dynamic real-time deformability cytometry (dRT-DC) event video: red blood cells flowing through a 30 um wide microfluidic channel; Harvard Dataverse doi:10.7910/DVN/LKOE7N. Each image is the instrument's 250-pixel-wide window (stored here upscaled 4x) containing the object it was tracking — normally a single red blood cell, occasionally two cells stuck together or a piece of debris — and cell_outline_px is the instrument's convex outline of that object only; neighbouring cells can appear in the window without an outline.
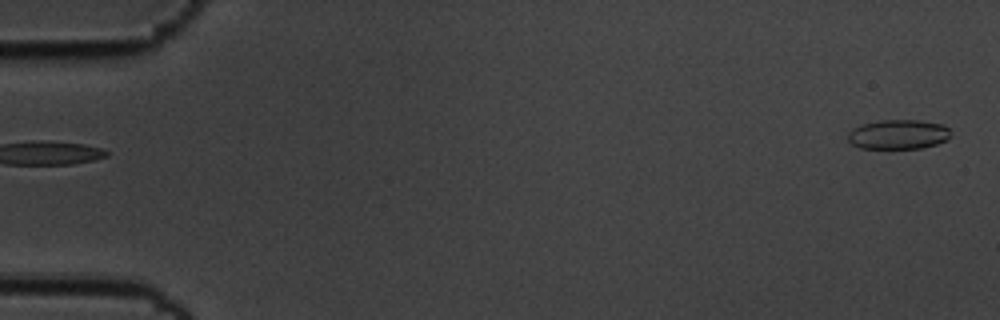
{"species": "common noctule bat (a hibernating species)", "species_latin": "Nyctalus noctula", "temperature_condition": "cold", "stored_images_in_passage": 57, "camera_frame_rate_fps": 3000, "um_per_image_px": 0.085, "animal": {"sex": "male", "body_mass_g": 19.5, "forearm_length_mm": 54.6}, "frame": {"image": 1, "passage_image": 1, "time_ms": 0.0, "image_size_px": [1000, 320], "cell_outline_px": [[948, 140], [936, 144], [920, 148], [860, 148], [852, 144], [848, 140], [848, 132], [852, 128], [860, 124], [880, 120], [920, 120], [944, 124], [948, 128]], "centroid_in_image_um": [76.32, 11.41], "position_along_channel_um": 8.7, "area_um2": 17.74}}
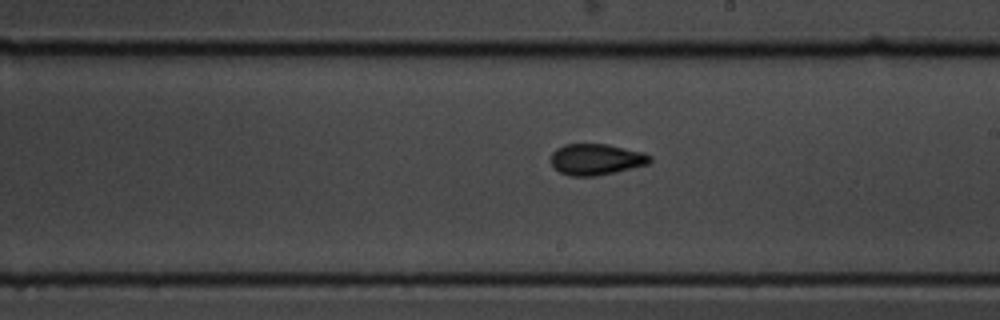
{"frame": {"image": 2, "passage_image": 33, "time_ms": 10.667, "image_size_px": [1000, 320], "cell_outline_px": [[652, 160], [648, 164], [616, 172], [596, 176], [572, 176], [560, 172], [552, 164], [552, 152], [556, 148], [564, 144], [608, 144], [644, 152], [652, 156]], "centroid_in_image_um": [50.71, 13.54], "position_along_channel_um": 238.3, "area_um2": 18.03}}
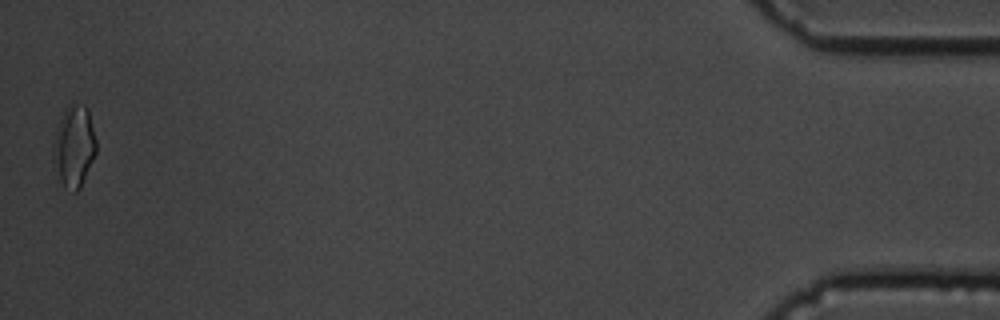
{"frame": {"image": 3, "passage_image": 57, "time_ms": 18.667, "image_size_px": [1000, 320], "cell_outline_px": [[96, 152], [80, 188], [76, 192], [72, 192], [64, 188], [52, 164], [52, 144], [64, 108], [68, 104], [84, 104], [88, 108], [96, 140]], "centroid_in_image_um": [6.27, 12.44], "position_along_channel_um": 428.9, "area_um2": 20.69}, "authors_computed_cell_mechanics": {"area_um2": 17.8602, "velocity_mm_per_s": 3.4801, "shape_relaxation_time_tau1_ms": 5.8102, "shape_relaxation_time_tau2_ms": 1.706, "deformation_change_tau1": 0.0976, "deformation_change_tau2": 0.0687}}